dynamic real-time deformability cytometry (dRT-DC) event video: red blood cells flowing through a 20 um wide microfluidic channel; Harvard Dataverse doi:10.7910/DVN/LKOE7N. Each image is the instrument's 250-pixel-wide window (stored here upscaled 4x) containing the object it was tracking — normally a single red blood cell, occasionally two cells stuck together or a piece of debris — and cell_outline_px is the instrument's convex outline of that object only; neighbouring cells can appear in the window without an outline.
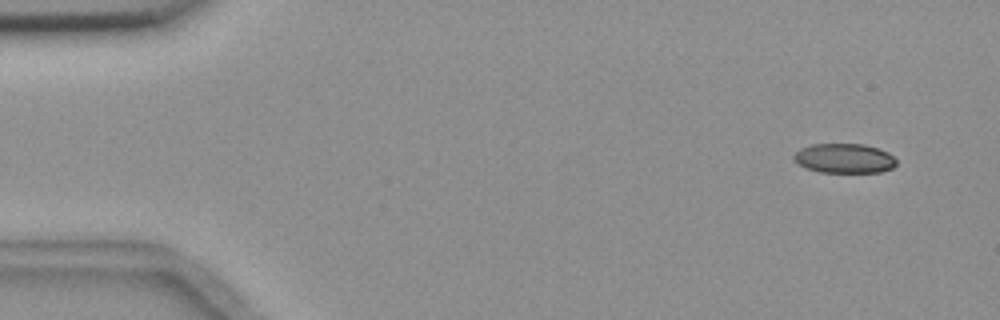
{"species": "common noctule bat (a hibernating species)", "species_latin": "Nyctalus noctula", "temperature_condition": "room temperature", "stored_images_in_passage": 5, "camera_frame_rate_fps": 3000, "um_per_image_px": 0.085, "animal": {"sex": "female", "body_mass_g": 18.4}, "frame": {"image": 1, "passage_image": 1, "time_ms": 0.0, "image_size_px": [1000, 320], "cell_outline_px": [[896, 164], [892, 168], [880, 172], [820, 172], [804, 168], [796, 164], [792, 160], [792, 156], [800, 148], [812, 144], [864, 144], [888, 152], [896, 160]], "centroid_in_image_um": [71.7, 13.46], "position_along_channel_um": 13.3, "area_um2": 17.8}}